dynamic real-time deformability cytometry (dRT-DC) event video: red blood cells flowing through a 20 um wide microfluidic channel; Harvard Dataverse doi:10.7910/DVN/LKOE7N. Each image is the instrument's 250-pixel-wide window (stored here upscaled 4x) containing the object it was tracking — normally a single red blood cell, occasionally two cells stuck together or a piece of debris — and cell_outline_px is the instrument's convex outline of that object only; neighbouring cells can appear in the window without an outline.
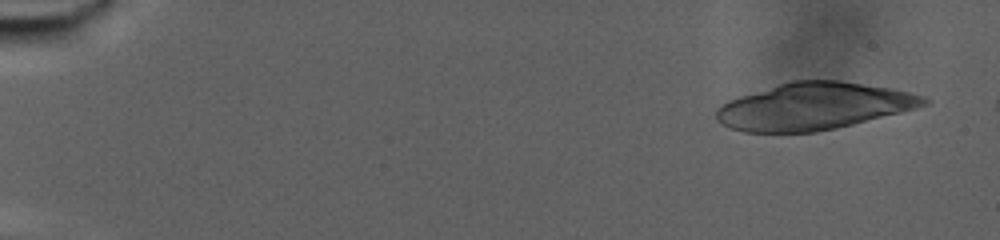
{"species": "human", "species_latin": "Homo sapiens", "temperature_condition": "warm", "stored_images_in_passage": 29, "camera_frame_rate_fps": 3000, "um_per_image_px": 0.085, "donor": {"sex": "male"}, "frame": {"image": 1, "passage_image": 4, "time_ms": 1.0, "image_size_px": [1000, 240], "cell_outline_px": [[932, 100], [928, 104], [916, 108], [836, 128], [816, 132], [744, 132], [728, 128], [720, 124], [716, 120], [716, 108], [728, 100], [740, 96], [792, 80], [840, 80], [888, 88], [908, 92], [924, 96]], "centroid_in_image_um": [69.13, 9.04], "position_along_channel_um": 15.9, "area_um2": 56.64}}